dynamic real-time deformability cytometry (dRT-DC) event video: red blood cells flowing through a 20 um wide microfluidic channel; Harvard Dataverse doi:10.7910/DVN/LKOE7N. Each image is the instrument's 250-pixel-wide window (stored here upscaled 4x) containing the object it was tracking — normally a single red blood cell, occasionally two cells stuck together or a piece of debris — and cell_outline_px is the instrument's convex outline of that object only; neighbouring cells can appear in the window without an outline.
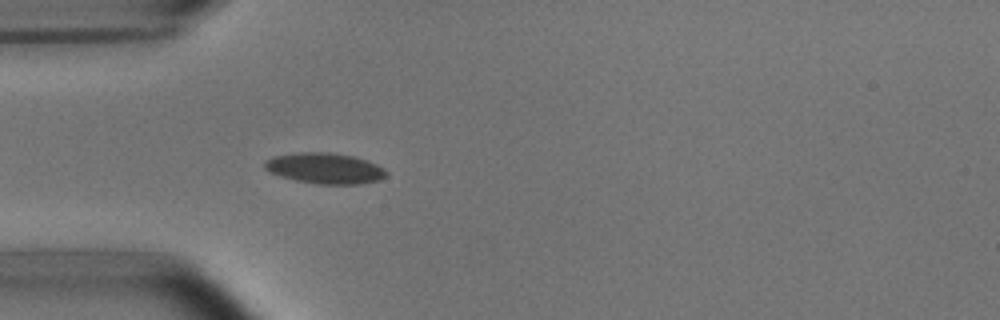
{"species": "common noctule bat (a hibernating species)", "species_latin": "Nyctalus noctula", "temperature_condition": "room temperature", "stored_images_in_passage": 31, "camera_frame_rate_fps": 3000, "um_per_image_px": 0.085, "animal": {"sex": "male", "body_mass_g": 15.6}, "frame": {"image": 1, "passage_image": 8, "time_ms": 2.333, "image_size_px": [1000, 320], "cell_outline_px": [[388, 176], [380, 180], [360, 184], [316, 184], [296, 180], [280, 176], [264, 168], [264, 160], [272, 156], [296, 152], [328, 152], [352, 156], [368, 160], [384, 168], [388, 172]], "centroid_in_image_um": [27.63, 14.3], "position_along_channel_um": 57.4, "area_um2": 22.02}}
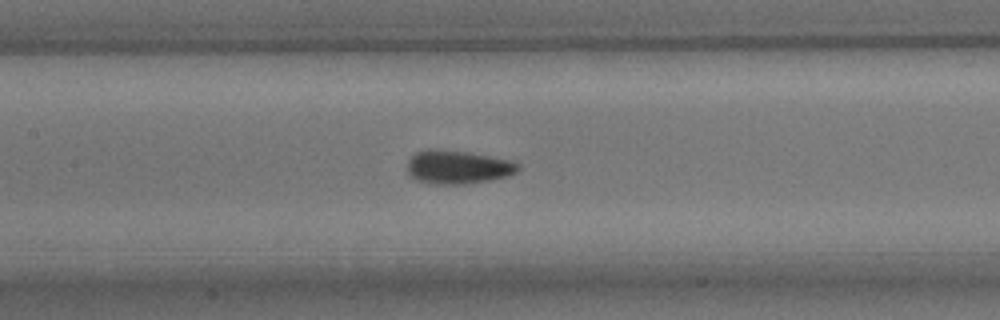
{"frame": {"image": 2, "passage_image": 17, "time_ms": 5.333, "image_size_px": [1000, 320], "cell_outline_px": [[520, 168], [516, 172], [508, 176], [488, 180], [464, 184], [432, 184], [416, 180], [408, 172], [408, 160], [416, 152], [428, 148], [436, 148], [468, 152], [512, 160], [520, 164]], "centroid_in_image_um": [38.92, 14.19], "position_along_channel_um": 168.5, "area_um2": 21.79}}
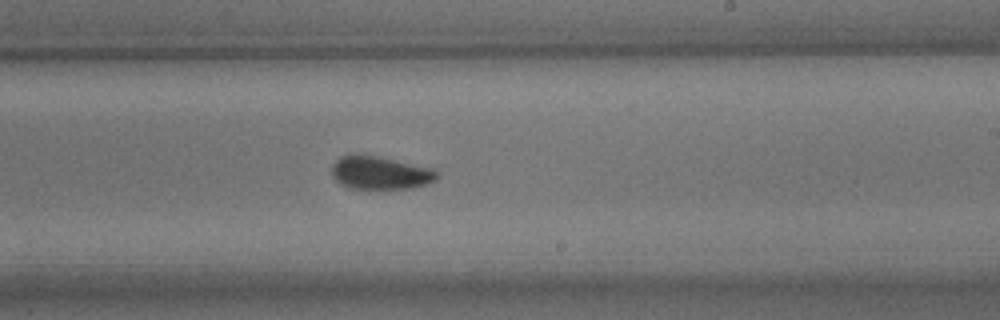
{"frame": {"image": 3, "passage_image": 24, "time_ms": 7.667, "image_size_px": [1000, 320], "cell_outline_px": [[440, 176], [436, 180], [428, 184], [412, 188], [352, 188], [340, 184], [332, 176], [332, 164], [340, 156], [376, 156], [432, 168], [440, 172]], "centroid_in_image_um": [32.37, 14.71], "position_along_channel_um": 256.6, "area_um2": 20.0}}